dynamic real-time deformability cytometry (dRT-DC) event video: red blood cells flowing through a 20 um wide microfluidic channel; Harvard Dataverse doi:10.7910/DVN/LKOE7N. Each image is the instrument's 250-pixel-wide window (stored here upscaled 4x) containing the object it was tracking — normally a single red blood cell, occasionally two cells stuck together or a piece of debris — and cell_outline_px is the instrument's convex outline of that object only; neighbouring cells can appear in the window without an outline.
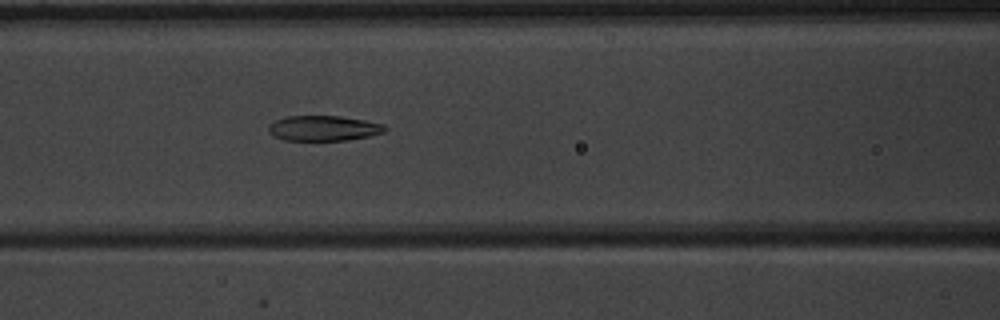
{"species": "common noctule bat (a hibernating species)", "species_latin": "Nyctalus noctula", "temperature_condition": "warm", "stored_images_in_passage": 44, "camera_frame_rate_fps": 3000, "um_per_image_px": 0.085, "animal": {"sex": "male", "body_mass_g": 20.1, "forearm_length_mm": 53.5}, "frame": {"image": 1, "passage_image": 16, "time_ms": 5.0, "image_size_px": [1000, 320], "cell_outline_px": [[388, 128], [384, 132], [368, 136], [348, 140], [284, 140], [268, 132], [268, 128], [276, 120], [288, 116], [340, 116], [364, 120], [384, 124]], "centroid_in_image_um": [27.54, 10.9], "position_along_channel_um": 139.1, "area_um2": 16.94}}
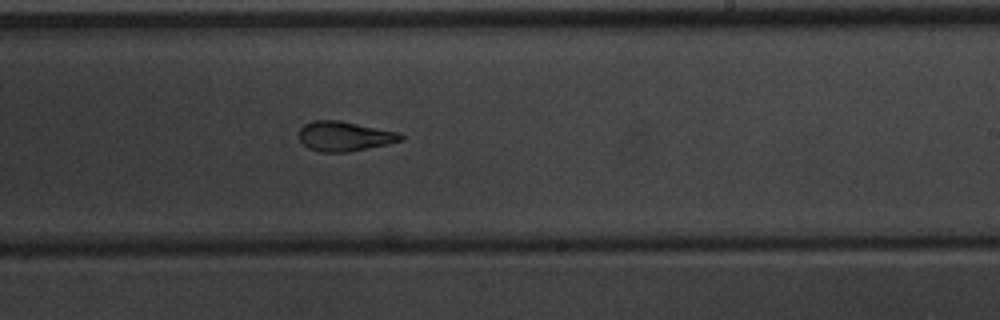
{"frame": {"image": 2, "passage_image": 25, "time_ms": 8.0, "image_size_px": [1000, 320], "cell_outline_px": [[404, 140], [388, 144], [348, 152], [324, 152], [308, 148], [296, 136], [300, 128], [304, 124], [312, 120], [340, 120], [400, 132], [404, 136]], "centroid_in_image_um": [29.28, 11.57], "position_along_channel_um": 259.7, "area_um2": 17.92}}
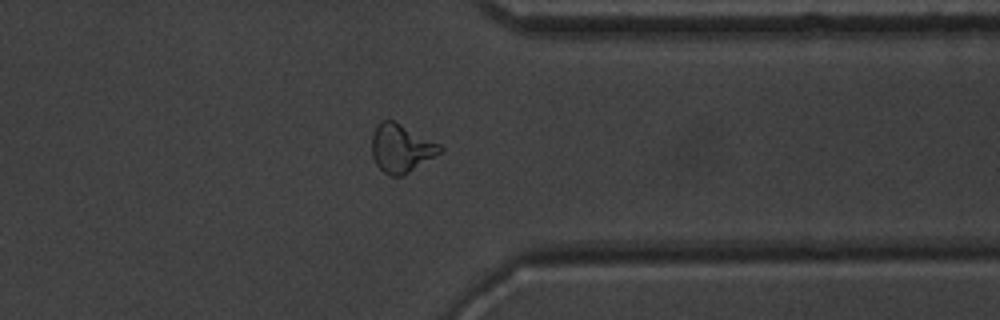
{"frame": {"image": 3, "passage_image": 34, "time_ms": 11.0, "image_size_px": [1000, 320], "cell_outline_px": [[444, 152], [408, 172], [400, 176], [388, 176], [376, 164], [372, 156], [372, 132], [376, 124], [380, 120], [392, 120], [440, 144], [444, 148]], "centroid_in_image_um": [34.09, 12.6], "position_along_channel_um": 377.3, "area_um2": 19.19}, "authors_computed_cell_mechanics": {"area_um2": 18.6405, "velocity_mm_per_s": 4.0309, "shape_relaxation_time_tau1_ms": 6.973, "shape_relaxation_time_tau2_ms": 1.7356, "deformation_change_tau1": 0.1878, "deformation_change_tau2": 0.0799}}